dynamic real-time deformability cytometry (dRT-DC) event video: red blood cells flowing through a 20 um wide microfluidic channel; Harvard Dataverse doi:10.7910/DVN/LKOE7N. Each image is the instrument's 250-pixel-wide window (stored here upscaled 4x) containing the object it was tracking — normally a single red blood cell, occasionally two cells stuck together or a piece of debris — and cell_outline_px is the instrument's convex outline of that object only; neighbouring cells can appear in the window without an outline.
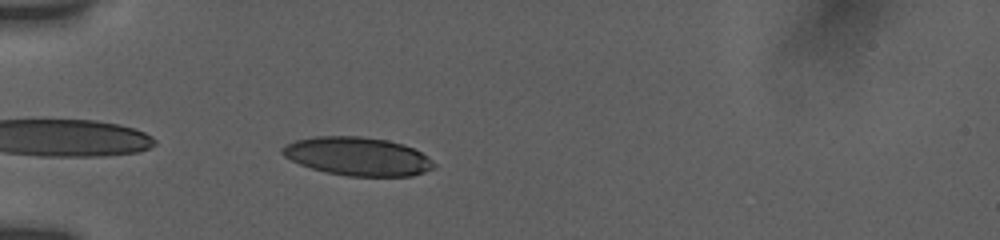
{"species": "human", "species_latin": "Homo sapiens", "temperature_condition": "room temperature", "stored_images_in_passage": 9, "camera_frame_rate_fps": 3000, "um_per_image_px": 0.085, "donor": {"sex": "female"}, "frame": {"image": 1, "passage_image": 2, "time_ms": 0.333, "image_size_px": [1000, 240], "cell_outline_px": [[436, 164], [432, 168], [424, 172], [412, 176], [348, 176], [328, 172], [312, 168], [300, 164], [284, 156], [280, 152], [280, 148], [296, 140], [316, 136], [360, 136], [388, 140], [404, 144], [428, 156]], "centroid_in_image_um": [30.41, 13.28], "position_along_channel_um": 54.6, "area_um2": 33.81}}
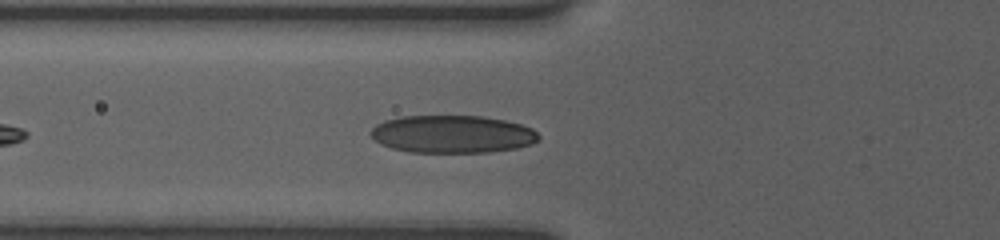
{"frame": {"image": 2, "passage_image": 6, "time_ms": 1.667, "image_size_px": [1000, 240], "cell_outline_px": [[540, 140], [532, 144], [516, 148], [488, 152], [408, 152], [392, 148], [380, 144], [368, 132], [376, 124], [384, 120], [400, 116], [484, 116], [504, 120], [520, 124], [532, 128], [540, 136]], "centroid_in_image_um": [38.44, 11.4], "position_along_channel_um": 87.4, "area_um2": 37.05}}
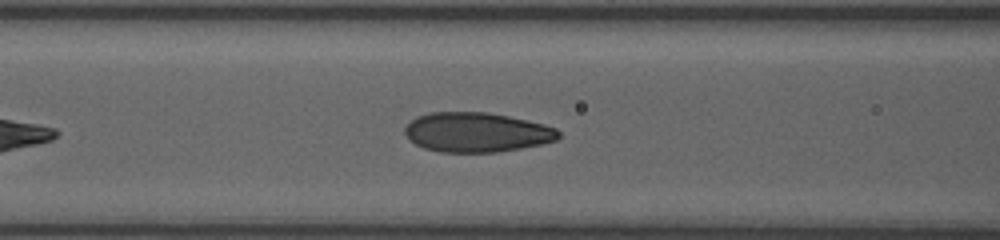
{"frame": {"image": 3, "passage_image": 9, "time_ms": 2.667, "image_size_px": [1000, 240], "cell_outline_px": [[560, 136], [556, 140], [540, 144], [520, 148], [496, 152], [440, 152], [424, 148], [408, 140], [404, 132], [404, 128], [416, 116], [428, 112], [488, 112], [508, 116], [544, 124], [556, 128], [560, 132]], "centroid_in_image_um": [40.49, 11.24], "position_along_channel_um": 126.1, "area_um2": 35.55}}